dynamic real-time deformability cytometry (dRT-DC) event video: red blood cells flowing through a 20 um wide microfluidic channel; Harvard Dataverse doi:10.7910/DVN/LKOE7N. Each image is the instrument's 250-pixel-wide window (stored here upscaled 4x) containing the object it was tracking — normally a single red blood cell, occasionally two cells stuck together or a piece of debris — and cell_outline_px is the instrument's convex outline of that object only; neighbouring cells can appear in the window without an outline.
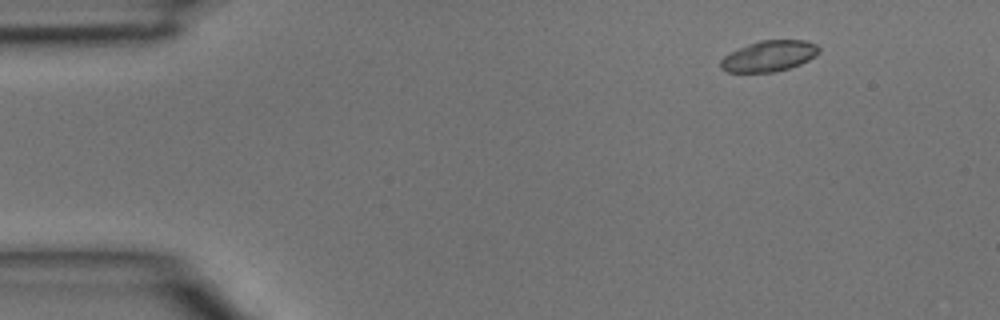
{"species": "common noctule bat (a hibernating species)", "species_latin": "Nyctalus noctula", "temperature_condition": "room temperature", "stored_images_in_passage": 3, "camera_frame_rate_fps": 3000, "um_per_image_px": 0.085, "animal": {"sex": "male", "body_mass_g": 15.6}, "frame": {"image": 1, "passage_image": 1, "time_ms": 0.0, "image_size_px": [1000, 320], "cell_outline_px": [[820, 52], [816, 56], [800, 64], [788, 68], [772, 72], [728, 72], [720, 68], [720, 60], [728, 52], [748, 44], [760, 40], [804, 40], [816, 44], [820, 48]], "centroid_in_image_um": [65.35, 4.76], "position_along_channel_um": 19.6, "area_um2": 17.74}}
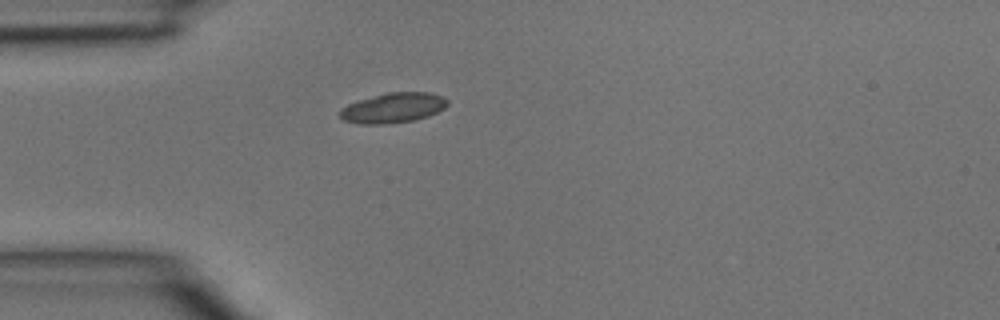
{"frame": {"image": 2, "passage_image": 3, "time_ms": 0.667, "image_size_px": [1000, 320], "cell_outline_px": [[448, 104], [444, 108], [428, 116], [412, 120], [380, 124], [360, 124], [344, 120], [340, 116], [340, 108], [348, 104], [360, 100], [388, 92], [428, 92], [440, 96], [448, 100]], "centroid_in_image_um": [33.41, 9.16], "position_along_channel_um": 51.6, "area_um2": 18.5}}